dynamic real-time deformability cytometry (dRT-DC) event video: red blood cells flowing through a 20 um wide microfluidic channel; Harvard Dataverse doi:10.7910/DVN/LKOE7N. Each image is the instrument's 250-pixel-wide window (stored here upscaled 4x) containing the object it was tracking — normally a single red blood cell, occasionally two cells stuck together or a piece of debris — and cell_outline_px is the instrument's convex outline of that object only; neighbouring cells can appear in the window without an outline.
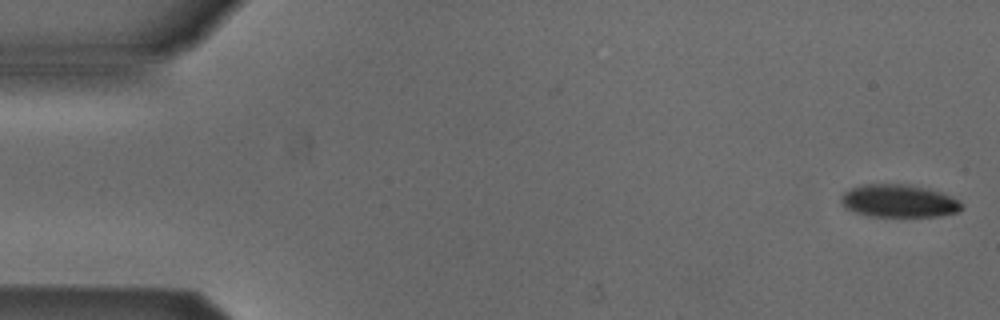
{"species": "Egyptian fruit bat (a non-hibernating species)", "species_latin": "Rousettus aegyptiacus", "temperature_condition": "cold", "stored_images_in_passage": 10, "camera_frame_rate_fps": 3000, "um_per_image_px": 0.085, "animal": {"sex": "male"}, "frame": {"image": 1, "passage_image": 1, "time_ms": 0.0, "image_size_px": [1000, 320], "cell_outline_px": [[964, 208], [956, 212], [940, 216], [872, 216], [856, 212], [844, 208], [840, 204], [840, 196], [848, 188], [864, 184], [908, 184], [928, 188], [944, 192], [960, 200], [964, 204]], "centroid_in_image_um": [76.41, 17.07], "position_along_channel_um": 8.6, "area_um2": 23.47}}